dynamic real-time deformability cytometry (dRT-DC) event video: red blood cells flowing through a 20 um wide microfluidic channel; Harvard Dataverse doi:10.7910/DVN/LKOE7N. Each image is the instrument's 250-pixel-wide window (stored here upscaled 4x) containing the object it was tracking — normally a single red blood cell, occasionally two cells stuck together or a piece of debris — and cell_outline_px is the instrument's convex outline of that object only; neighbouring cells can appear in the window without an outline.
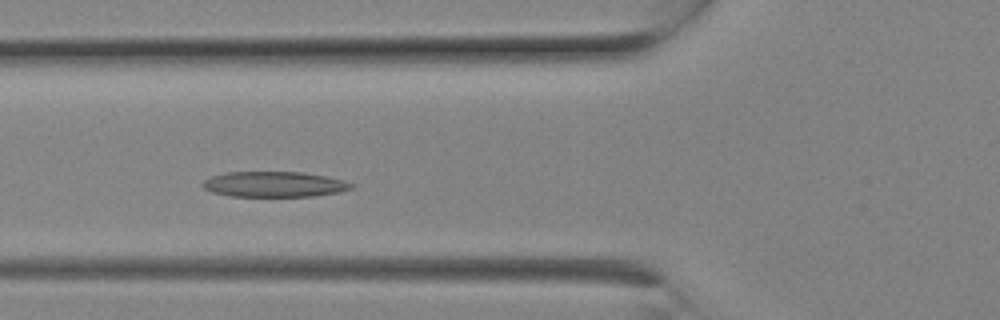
{"species": "Egyptian fruit bat (a non-hibernating species)", "species_latin": "Rousettus aegyptiacus", "temperature_condition": "room temperature", "stored_images_in_passage": 8, "camera_frame_rate_fps": 3000, "um_per_image_px": 0.085, "animal": {"sex": "female"}, "frame": {"image": 1, "passage_image": 7, "time_ms": 2.0, "image_size_px": [1000, 320], "cell_outline_px": [[356, 188], [340, 192], [312, 196], [232, 196], [212, 192], [204, 188], [200, 184], [204, 180], [212, 176], [224, 172], [304, 172], [344, 180], [356, 184]], "centroid_in_image_um": [23.35, 15.66], "position_along_channel_um": 102.5, "area_um2": 22.2}}
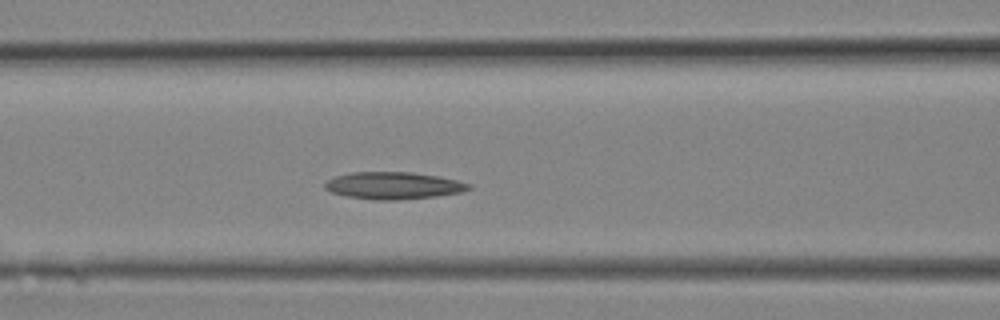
{"frame": {"image": 2, "passage_image": 8, "time_ms": 2.333, "image_size_px": [1000, 320], "cell_outline_px": [[472, 188], [460, 192], [436, 196], [396, 200], [372, 200], [348, 196], [332, 192], [324, 188], [324, 184], [328, 180], [336, 176], [352, 172], [412, 172], [440, 176], [472, 184]], "centroid_in_image_um": [33.46, 15.77], "position_along_channel_um": 133.1, "area_um2": 22.72}}